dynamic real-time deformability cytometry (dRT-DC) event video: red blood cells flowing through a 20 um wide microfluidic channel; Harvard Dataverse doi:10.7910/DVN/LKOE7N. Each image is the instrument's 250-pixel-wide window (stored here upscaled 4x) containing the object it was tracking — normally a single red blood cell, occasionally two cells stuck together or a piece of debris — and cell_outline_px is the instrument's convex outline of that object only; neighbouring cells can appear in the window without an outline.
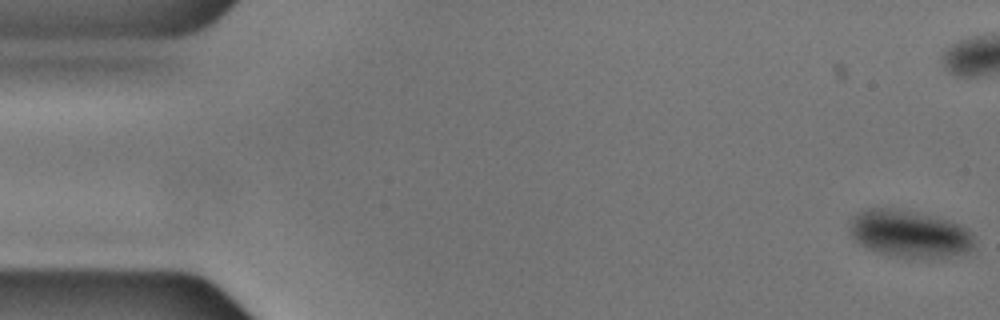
{"species": "common noctule bat (a hibernating species)", "species_latin": "Nyctalus noctula", "temperature_condition": "cold", "stored_images_in_passage": 57, "camera_frame_rate_fps": 3000, "um_per_image_px": 0.085, "animal": {"sex": "male", "body_mass_g": 17.9, "forearm_length_mm": 54.2}, "frame": {"image": 1, "passage_image": 1, "time_ms": 0.0, "image_size_px": [1000, 320], "cell_outline_px": [[976, 244], [968, 252], [948, 256], [900, 256], [880, 252], [868, 248], [860, 244], [848, 232], [848, 220], [852, 216], [864, 208], [896, 208], [932, 216], [948, 220], [960, 224], [968, 228], [972, 232]], "centroid_in_image_um": [77.28, 19.82], "position_along_channel_um": 7.7, "area_um2": 34.1}}
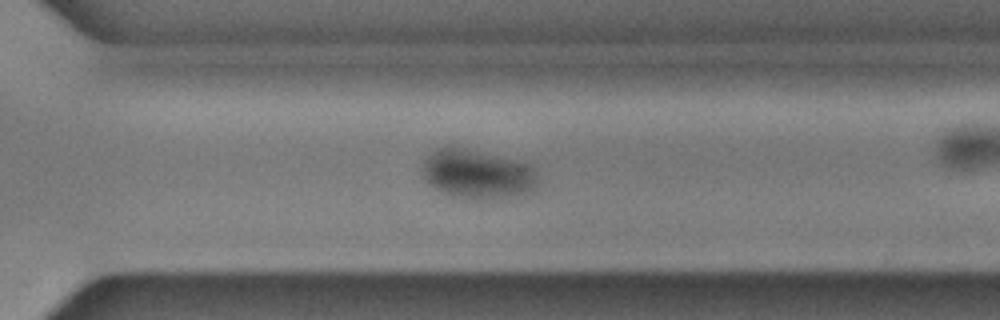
{"frame": {"image": 2, "passage_image": 39, "time_ms": 12.667, "image_size_px": [1000, 320], "cell_outline_px": [[540, 180], [536, 188], [532, 192], [524, 196], [492, 200], [460, 200], [448, 196], [440, 192], [424, 180], [424, 160], [432, 152], [440, 148], [456, 148], [480, 152], [532, 164], [536, 168]], "centroid_in_image_um": [40.68, 14.89], "position_along_channel_um": 329.9, "area_um2": 33.93}}
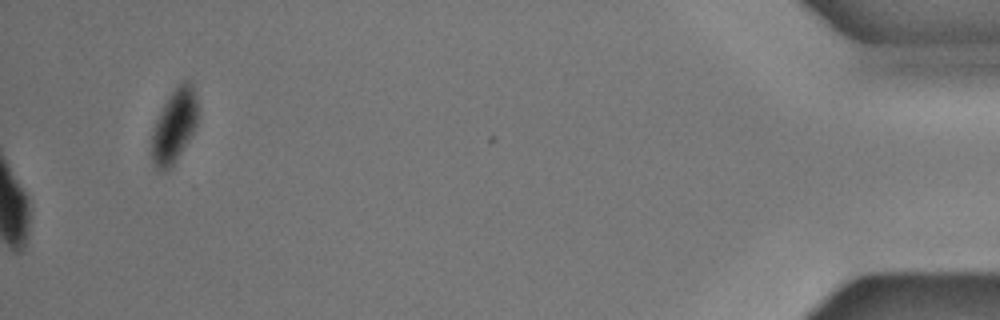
{"frame": {"image": 3, "passage_image": 57, "time_ms": 18.667, "image_size_px": [1000, 320], "cell_outline_px": [[200, 108], [196, 124], [188, 140], [176, 160], [168, 172], [160, 172], [156, 168], [152, 160], [152, 136], [156, 120], [168, 96], [180, 80], [188, 80], [192, 84], [196, 92]], "centroid_in_image_um": [14.84, 10.65], "position_along_channel_um": 420.4, "area_um2": 20.06}}